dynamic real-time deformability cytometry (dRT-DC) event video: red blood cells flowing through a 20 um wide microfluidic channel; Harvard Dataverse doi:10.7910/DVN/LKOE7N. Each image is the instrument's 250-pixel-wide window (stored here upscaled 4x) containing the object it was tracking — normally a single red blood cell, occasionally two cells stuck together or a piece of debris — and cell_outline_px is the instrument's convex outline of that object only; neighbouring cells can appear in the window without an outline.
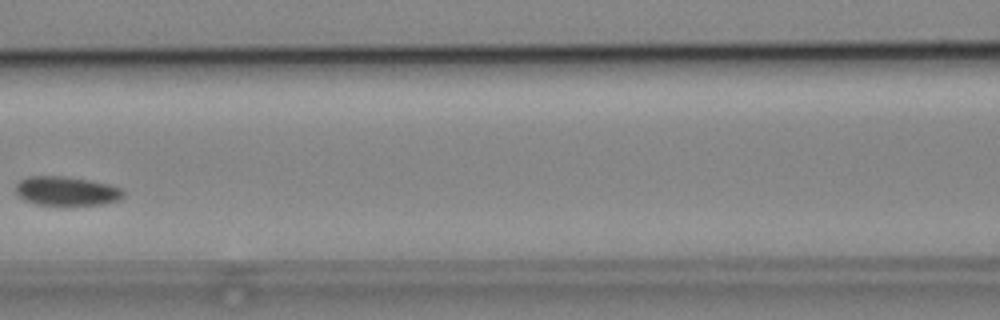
{"species": "common noctule bat (a hibernating species)", "species_latin": "Nyctalus noctula", "temperature_condition": "cold", "stored_images_in_passage": 4, "camera_frame_rate_fps": 3000, "um_per_image_px": 0.085, "animal": {"sex": "male", "body_mass_g": 19.2, "forearm_length_mm": 51.8}, "frame": {"image": 1, "passage_image": 3, "time_ms": 2.333, "image_size_px": [1000, 320], "cell_outline_px": [[124, 196], [116, 200], [104, 204], [36, 204], [24, 200], [16, 192], [16, 184], [20, 180], [28, 176], [64, 176], [88, 180], [108, 184], [120, 188], [124, 192]], "centroid_in_image_um": [5.63, 16.22], "position_along_channel_um": 161.0, "area_um2": 17.92}}
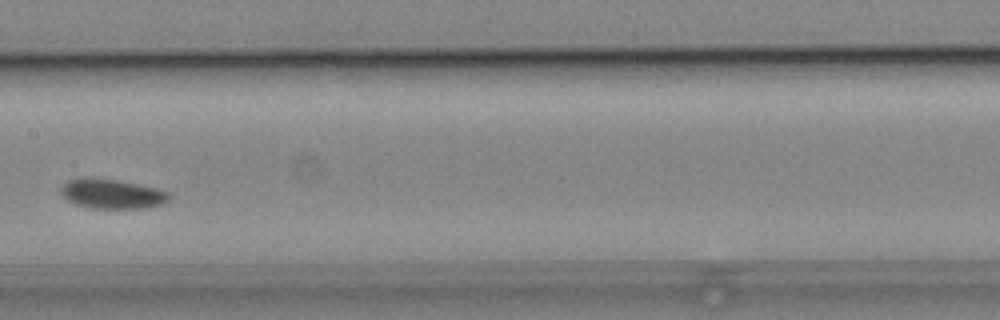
{"frame": {"image": 2, "passage_image": 4, "time_ms": 3.333, "image_size_px": [1000, 320], "cell_outline_px": [[168, 200], [164, 204], [144, 208], [92, 208], [76, 204], [68, 200], [60, 192], [60, 188], [68, 180], [92, 176], [116, 180], [156, 188], [168, 192]], "centroid_in_image_um": [9.49, 16.47], "position_along_channel_um": 197.9, "area_um2": 18.55}}